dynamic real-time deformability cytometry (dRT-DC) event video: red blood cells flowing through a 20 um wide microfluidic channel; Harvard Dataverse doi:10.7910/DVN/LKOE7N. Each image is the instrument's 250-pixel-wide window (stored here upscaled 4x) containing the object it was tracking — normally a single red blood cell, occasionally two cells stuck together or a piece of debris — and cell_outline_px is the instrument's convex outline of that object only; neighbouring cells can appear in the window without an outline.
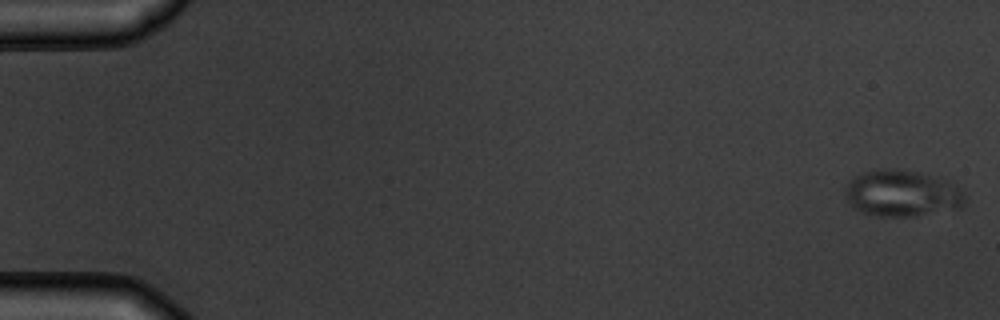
{"species": "common noctule bat (a hibernating species)", "species_latin": "Nyctalus noctula", "temperature_condition": "warm", "stored_images_in_passage": 5, "camera_frame_rate_fps": 3000, "um_per_image_px": 0.085, "animal": {"sex": "male", "body_mass_g": 19.5, "forearm_length_mm": 54.6}, "frame": {"image": 1, "passage_image": 1, "time_ms": 0.0, "image_size_px": [1000, 320], "cell_outline_px": [[968, 196], [964, 204], [960, 208], [916, 216], [876, 216], [852, 208], [848, 204], [844, 196], [844, 188], [856, 176], [864, 172], [880, 168], [920, 172], [936, 176], [948, 180], [964, 192]], "centroid_in_image_um": [76.69, 16.44], "position_along_channel_um": 8.3, "area_um2": 32.77}}